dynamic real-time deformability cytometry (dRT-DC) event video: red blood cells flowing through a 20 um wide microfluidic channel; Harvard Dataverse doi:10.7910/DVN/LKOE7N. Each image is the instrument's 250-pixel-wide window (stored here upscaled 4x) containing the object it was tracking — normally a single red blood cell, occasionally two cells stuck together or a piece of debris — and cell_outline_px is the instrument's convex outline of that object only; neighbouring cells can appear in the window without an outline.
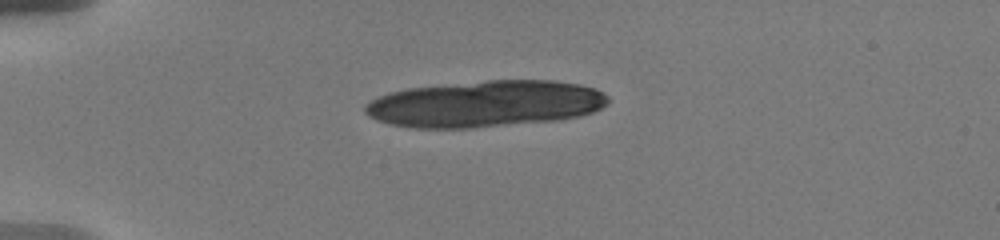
{"species": "human", "species_latin": "Homo sapiens", "temperature_condition": "warm", "stored_images_in_passage": 7, "camera_frame_rate_fps": 3000, "um_per_image_px": 0.085, "donor": {"sex": "male"}, "frame": {"image": 1, "passage_image": 1, "time_ms": 0.0, "image_size_px": [1000, 240], "cell_outline_px": [[608, 100], [600, 108], [592, 112], [576, 116], [552, 120], [472, 128], [416, 128], [392, 124], [376, 120], [368, 116], [364, 112], [364, 104], [388, 92], [408, 88], [488, 80], [556, 80], [580, 84], [596, 88], [608, 96]], "centroid_in_image_um": [41.21, 8.82], "position_along_channel_um": 43.8, "area_um2": 65.55}}